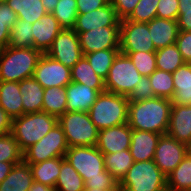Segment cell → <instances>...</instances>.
I'll use <instances>...</instances> for the list:
<instances>
[{"instance_id":"1","label":"cell","mask_w":191,"mask_h":191,"mask_svg":"<svg viewBox=\"0 0 191 191\" xmlns=\"http://www.w3.org/2000/svg\"><path fill=\"white\" fill-rule=\"evenodd\" d=\"M64 158L85 182V188L119 189V182L105 169L104 155L96 146L69 147Z\"/></svg>"},{"instance_id":"2","label":"cell","mask_w":191,"mask_h":191,"mask_svg":"<svg viewBox=\"0 0 191 191\" xmlns=\"http://www.w3.org/2000/svg\"><path fill=\"white\" fill-rule=\"evenodd\" d=\"M172 101L154 97L140 102L128 103V124L132 130L167 134Z\"/></svg>"},{"instance_id":"3","label":"cell","mask_w":191,"mask_h":191,"mask_svg":"<svg viewBox=\"0 0 191 191\" xmlns=\"http://www.w3.org/2000/svg\"><path fill=\"white\" fill-rule=\"evenodd\" d=\"M42 55L32 47H5L0 51V81L20 82L33 77Z\"/></svg>"},{"instance_id":"4","label":"cell","mask_w":191,"mask_h":191,"mask_svg":"<svg viewBox=\"0 0 191 191\" xmlns=\"http://www.w3.org/2000/svg\"><path fill=\"white\" fill-rule=\"evenodd\" d=\"M127 96L110 92L100 93L89 109V116L98 130L128 123Z\"/></svg>"},{"instance_id":"5","label":"cell","mask_w":191,"mask_h":191,"mask_svg":"<svg viewBox=\"0 0 191 191\" xmlns=\"http://www.w3.org/2000/svg\"><path fill=\"white\" fill-rule=\"evenodd\" d=\"M120 191H168L167 176L152 160L134 162L119 182Z\"/></svg>"},{"instance_id":"6","label":"cell","mask_w":191,"mask_h":191,"mask_svg":"<svg viewBox=\"0 0 191 191\" xmlns=\"http://www.w3.org/2000/svg\"><path fill=\"white\" fill-rule=\"evenodd\" d=\"M57 123L58 118L46 112L23 114L13 119L11 133L24 152L39 142Z\"/></svg>"},{"instance_id":"7","label":"cell","mask_w":191,"mask_h":191,"mask_svg":"<svg viewBox=\"0 0 191 191\" xmlns=\"http://www.w3.org/2000/svg\"><path fill=\"white\" fill-rule=\"evenodd\" d=\"M69 147L96 146L99 130L90 119L89 113L66 111L58 118Z\"/></svg>"},{"instance_id":"8","label":"cell","mask_w":191,"mask_h":191,"mask_svg":"<svg viewBox=\"0 0 191 191\" xmlns=\"http://www.w3.org/2000/svg\"><path fill=\"white\" fill-rule=\"evenodd\" d=\"M141 78L142 75L137 71L129 56L119 52L113 60L107 78L104 80L105 90L128 96Z\"/></svg>"},{"instance_id":"9","label":"cell","mask_w":191,"mask_h":191,"mask_svg":"<svg viewBox=\"0 0 191 191\" xmlns=\"http://www.w3.org/2000/svg\"><path fill=\"white\" fill-rule=\"evenodd\" d=\"M68 148L64 131L57 123L39 142L23 152V161L29 165L51 158L64 157Z\"/></svg>"},{"instance_id":"10","label":"cell","mask_w":191,"mask_h":191,"mask_svg":"<svg viewBox=\"0 0 191 191\" xmlns=\"http://www.w3.org/2000/svg\"><path fill=\"white\" fill-rule=\"evenodd\" d=\"M120 52H155L148 23L120 21Z\"/></svg>"},{"instance_id":"11","label":"cell","mask_w":191,"mask_h":191,"mask_svg":"<svg viewBox=\"0 0 191 191\" xmlns=\"http://www.w3.org/2000/svg\"><path fill=\"white\" fill-rule=\"evenodd\" d=\"M46 54L71 69L83 57L76 31L63 29Z\"/></svg>"},{"instance_id":"12","label":"cell","mask_w":191,"mask_h":191,"mask_svg":"<svg viewBox=\"0 0 191 191\" xmlns=\"http://www.w3.org/2000/svg\"><path fill=\"white\" fill-rule=\"evenodd\" d=\"M34 79L43 87H66L71 80V69L43 53L33 74Z\"/></svg>"},{"instance_id":"13","label":"cell","mask_w":191,"mask_h":191,"mask_svg":"<svg viewBox=\"0 0 191 191\" xmlns=\"http://www.w3.org/2000/svg\"><path fill=\"white\" fill-rule=\"evenodd\" d=\"M188 153V146L171 137L168 134L160 136L153 161L167 176L183 160Z\"/></svg>"},{"instance_id":"14","label":"cell","mask_w":191,"mask_h":191,"mask_svg":"<svg viewBox=\"0 0 191 191\" xmlns=\"http://www.w3.org/2000/svg\"><path fill=\"white\" fill-rule=\"evenodd\" d=\"M76 33L79 36L83 54L120 47V27H100Z\"/></svg>"},{"instance_id":"15","label":"cell","mask_w":191,"mask_h":191,"mask_svg":"<svg viewBox=\"0 0 191 191\" xmlns=\"http://www.w3.org/2000/svg\"><path fill=\"white\" fill-rule=\"evenodd\" d=\"M132 129L129 124H121L98 133L96 147L103 154H113L130 148Z\"/></svg>"},{"instance_id":"16","label":"cell","mask_w":191,"mask_h":191,"mask_svg":"<svg viewBox=\"0 0 191 191\" xmlns=\"http://www.w3.org/2000/svg\"><path fill=\"white\" fill-rule=\"evenodd\" d=\"M100 27H120V20L111 2L95 11L77 15L73 29L76 32H86Z\"/></svg>"},{"instance_id":"17","label":"cell","mask_w":191,"mask_h":191,"mask_svg":"<svg viewBox=\"0 0 191 191\" xmlns=\"http://www.w3.org/2000/svg\"><path fill=\"white\" fill-rule=\"evenodd\" d=\"M167 134L188 147L191 145V105L172 103Z\"/></svg>"},{"instance_id":"18","label":"cell","mask_w":191,"mask_h":191,"mask_svg":"<svg viewBox=\"0 0 191 191\" xmlns=\"http://www.w3.org/2000/svg\"><path fill=\"white\" fill-rule=\"evenodd\" d=\"M63 30L52 13H46L40 20L32 24L34 48L46 53L55 37Z\"/></svg>"},{"instance_id":"19","label":"cell","mask_w":191,"mask_h":191,"mask_svg":"<svg viewBox=\"0 0 191 191\" xmlns=\"http://www.w3.org/2000/svg\"><path fill=\"white\" fill-rule=\"evenodd\" d=\"M67 111L89 112L90 107L100 94L96 89L77 82H71L65 87Z\"/></svg>"},{"instance_id":"20","label":"cell","mask_w":191,"mask_h":191,"mask_svg":"<svg viewBox=\"0 0 191 191\" xmlns=\"http://www.w3.org/2000/svg\"><path fill=\"white\" fill-rule=\"evenodd\" d=\"M161 134L142 130H132L129 151L134 162L149 161L154 158Z\"/></svg>"},{"instance_id":"21","label":"cell","mask_w":191,"mask_h":191,"mask_svg":"<svg viewBox=\"0 0 191 191\" xmlns=\"http://www.w3.org/2000/svg\"><path fill=\"white\" fill-rule=\"evenodd\" d=\"M148 29L156 50L176 43L179 32L177 21L155 17L148 22Z\"/></svg>"},{"instance_id":"22","label":"cell","mask_w":191,"mask_h":191,"mask_svg":"<svg viewBox=\"0 0 191 191\" xmlns=\"http://www.w3.org/2000/svg\"><path fill=\"white\" fill-rule=\"evenodd\" d=\"M19 90L23 105V114L42 112L44 88L29 77L19 82Z\"/></svg>"},{"instance_id":"23","label":"cell","mask_w":191,"mask_h":191,"mask_svg":"<svg viewBox=\"0 0 191 191\" xmlns=\"http://www.w3.org/2000/svg\"><path fill=\"white\" fill-rule=\"evenodd\" d=\"M34 182L30 166L22 161L15 164L0 183V191H28Z\"/></svg>"},{"instance_id":"24","label":"cell","mask_w":191,"mask_h":191,"mask_svg":"<svg viewBox=\"0 0 191 191\" xmlns=\"http://www.w3.org/2000/svg\"><path fill=\"white\" fill-rule=\"evenodd\" d=\"M0 106L13 119L23 115L19 82L0 81Z\"/></svg>"},{"instance_id":"25","label":"cell","mask_w":191,"mask_h":191,"mask_svg":"<svg viewBox=\"0 0 191 191\" xmlns=\"http://www.w3.org/2000/svg\"><path fill=\"white\" fill-rule=\"evenodd\" d=\"M174 96L172 103L191 105V63H184L172 73Z\"/></svg>"},{"instance_id":"26","label":"cell","mask_w":191,"mask_h":191,"mask_svg":"<svg viewBox=\"0 0 191 191\" xmlns=\"http://www.w3.org/2000/svg\"><path fill=\"white\" fill-rule=\"evenodd\" d=\"M64 159V157H56L36 164H29L34 181L54 188L60 174L61 162Z\"/></svg>"},{"instance_id":"27","label":"cell","mask_w":191,"mask_h":191,"mask_svg":"<svg viewBox=\"0 0 191 191\" xmlns=\"http://www.w3.org/2000/svg\"><path fill=\"white\" fill-rule=\"evenodd\" d=\"M71 80L90 88L96 89L99 93L105 92L104 80L90 66L88 60L83 57L71 68Z\"/></svg>"},{"instance_id":"28","label":"cell","mask_w":191,"mask_h":191,"mask_svg":"<svg viewBox=\"0 0 191 191\" xmlns=\"http://www.w3.org/2000/svg\"><path fill=\"white\" fill-rule=\"evenodd\" d=\"M18 15V19L31 24L40 20L47 12L41 0H4Z\"/></svg>"},{"instance_id":"29","label":"cell","mask_w":191,"mask_h":191,"mask_svg":"<svg viewBox=\"0 0 191 191\" xmlns=\"http://www.w3.org/2000/svg\"><path fill=\"white\" fill-rule=\"evenodd\" d=\"M167 189L168 191H191V154L189 152L167 175Z\"/></svg>"},{"instance_id":"30","label":"cell","mask_w":191,"mask_h":191,"mask_svg":"<svg viewBox=\"0 0 191 191\" xmlns=\"http://www.w3.org/2000/svg\"><path fill=\"white\" fill-rule=\"evenodd\" d=\"M103 155L105 169L117 180V182L121 181L134 163L129 149Z\"/></svg>"},{"instance_id":"31","label":"cell","mask_w":191,"mask_h":191,"mask_svg":"<svg viewBox=\"0 0 191 191\" xmlns=\"http://www.w3.org/2000/svg\"><path fill=\"white\" fill-rule=\"evenodd\" d=\"M66 103L65 87L44 88L42 112L59 118L67 111Z\"/></svg>"},{"instance_id":"32","label":"cell","mask_w":191,"mask_h":191,"mask_svg":"<svg viewBox=\"0 0 191 191\" xmlns=\"http://www.w3.org/2000/svg\"><path fill=\"white\" fill-rule=\"evenodd\" d=\"M54 189L56 191H83L85 189L83 178L66 159L61 162L60 174Z\"/></svg>"},{"instance_id":"33","label":"cell","mask_w":191,"mask_h":191,"mask_svg":"<svg viewBox=\"0 0 191 191\" xmlns=\"http://www.w3.org/2000/svg\"><path fill=\"white\" fill-rule=\"evenodd\" d=\"M157 69L167 72H175L181 65L186 63L176 44L156 50Z\"/></svg>"},{"instance_id":"34","label":"cell","mask_w":191,"mask_h":191,"mask_svg":"<svg viewBox=\"0 0 191 191\" xmlns=\"http://www.w3.org/2000/svg\"><path fill=\"white\" fill-rule=\"evenodd\" d=\"M119 52L120 49H107L83 55L86 57L90 66L97 73V75L105 80L108 76L113 60Z\"/></svg>"},{"instance_id":"35","label":"cell","mask_w":191,"mask_h":191,"mask_svg":"<svg viewBox=\"0 0 191 191\" xmlns=\"http://www.w3.org/2000/svg\"><path fill=\"white\" fill-rule=\"evenodd\" d=\"M149 80L155 97L172 99L174 96V83L171 72L156 69Z\"/></svg>"},{"instance_id":"36","label":"cell","mask_w":191,"mask_h":191,"mask_svg":"<svg viewBox=\"0 0 191 191\" xmlns=\"http://www.w3.org/2000/svg\"><path fill=\"white\" fill-rule=\"evenodd\" d=\"M8 46L34 48L32 24L18 19L16 24L10 29Z\"/></svg>"},{"instance_id":"37","label":"cell","mask_w":191,"mask_h":191,"mask_svg":"<svg viewBox=\"0 0 191 191\" xmlns=\"http://www.w3.org/2000/svg\"><path fill=\"white\" fill-rule=\"evenodd\" d=\"M52 14L63 29H73L78 15L76 0H59Z\"/></svg>"},{"instance_id":"38","label":"cell","mask_w":191,"mask_h":191,"mask_svg":"<svg viewBox=\"0 0 191 191\" xmlns=\"http://www.w3.org/2000/svg\"><path fill=\"white\" fill-rule=\"evenodd\" d=\"M0 161L14 165L23 161V152L12 133L0 136Z\"/></svg>"},{"instance_id":"39","label":"cell","mask_w":191,"mask_h":191,"mask_svg":"<svg viewBox=\"0 0 191 191\" xmlns=\"http://www.w3.org/2000/svg\"><path fill=\"white\" fill-rule=\"evenodd\" d=\"M17 21L18 15L4 0H0V51L8 46L10 29Z\"/></svg>"},{"instance_id":"40","label":"cell","mask_w":191,"mask_h":191,"mask_svg":"<svg viewBox=\"0 0 191 191\" xmlns=\"http://www.w3.org/2000/svg\"><path fill=\"white\" fill-rule=\"evenodd\" d=\"M128 55L135 65L137 71L142 76H150L156 69V54L155 52H121Z\"/></svg>"},{"instance_id":"41","label":"cell","mask_w":191,"mask_h":191,"mask_svg":"<svg viewBox=\"0 0 191 191\" xmlns=\"http://www.w3.org/2000/svg\"><path fill=\"white\" fill-rule=\"evenodd\" d=\"M160 0H139L134 11L126 19L134 22L148 23L157 17V6Z\"/></svg>"},{"instance_id":"42","label":"cell","mask_w":191,"mask_h":191,"mask_svg":"<svg viewBox=\"0 0 191 191\" xmlns=\"http://www.w3.org/2000/svg\"><path fill=\"white\" fill-rule=\"evenodd\" d=\"M154 97L149 77L142 76L132 92L127 96V99L129 102H140Z\"/></svg>"},{"instance_id":"43","label":"cell","mask_w":191,"mask_h":191,"mask_svg":"<svg viewBox=\"0 0 191 191\" xmlns=\"http://www.w3.org/2000/svg\"><path fill=\"white\" fill-rule=\"evenodd\" d=\"M179 0H160L157 6V17L177 21Z\"/></svg>"},{"instance_id":"44","label":"cell","mask_w":191,"mask_h":191,"mask_svg":"<svg viewBox=\"0 0 191 191\" xmlns=\"http://www.w3.org/2000/svg\"><path fill=\"white\" fill-rule=\"evenodd\" d=\"M110 2L116 11L118 19L121 21L131 15L139 0H110Z\"/></svg>"},{"instance_id":"45","label":"cell","mask_w":191,"mask_h":191,"mask_svg":"<svg viewBox=\"0 0 191 191\" xmlns=\"http://www.w3.org/2000/svg\"><path fill=\"white\" fill-rule=\"evenodd\" d=\"M186 63H191V31H180L175 43Z\"/></svg>"},{"instance_id":"46","label":"cell","mask_w":191,"mask_h":191,"mask_svg":"<svg viewBox=\"0 0 191 191\" xmlns=\"http://www.w3.org/2000/svg\"><path fill=\"white\" fill-rule=\"evenodd\" d=\"M77 14H87L106 6L110 0H76Z\"/></svg>"},{"instance_id":"47","label":"cell","mask_w":191,"mask_h":191,"mask_svg":"<svg viewBox=\"0 0 191 191\" xmlns=\"http://www.w3.org/2000/svg\"><path fill=\"white\" fill-rule=\"evenodd\" d=\"M177 23L180 31H191V8L179 10Z\"/></svg>"},{"instance_id":"48","label":"cell","mask_w":191,"mask_h":191,"mask_svg":"<svg viewBox=\"0 0 191 191\" xmlns=\"http://www.w3.org/2000/svg\"><path fill=\"white\" fill-rule=\"evenodd\" d=\"M13 118L0 106V136L11 133Z\"/></svg>"},{"instance_id":"49","label":"cell","mask_w":191,"mask_h":191,"mask_svg":"<svg viewBox=\"0 0 191 191\" xmlns=\"http://www.w3.org/2000/svg\"><path fill=\"white\" fill-rule=\"evenodd\" d=\"M14 164L0 161V183L7 177Z\"/></svg>"},{"instance_id":"50","label":"cell","mask_w":191,"mask_h":191,"mask_svg":"<svg viewBox=\"0 0 191 191\" xmlns=\"http://www.w3.org/2000/svg\"><path fill=\"white\" fill-rule=\"evenodd\" d=\"M44 9L47 13H53L59 0H41Z\"/></svg>"},{"instance_id":"51","label":"cell","mask_w":191,"mask_h":191,"mask_svg":"<svg viewBox=\"0 0 191 191\" xmlns=\"http://www.w3.org/2000/svg\"><path fill=\"white\" fill-rule=\"evenodd\" d=\"M28 191H56V190L52 187L34 181Z\"/></svg>"},{"instance_id":"52","label":"cell","mask_w":191,"mask_h":191,"mask_svg":"<svg viewBox=\"0 0 191 191\" xmlns=\"http://www.w3.org/2000/svg\"><path fill=\"white\" fill-rule=\"evenodd\" d=\"M183 8H191V0H179V10Z\"/></svg>"},{"instance_id":"53","label":"cell","mask_w":191,"mask_h":191,"mask_svg":"<svg viewBox=\"0 0 191 191\" xmlns=\"http://www.w3.org/2000/svg\"><path fill=\"white\" fill-rule=\"evenodd\" d=\"M83 191H120V189H90V188H85Z\"/></svg>"},{"instance_id":"54","label":"cell","mask_w":191,"mask_h":191,"mask_svg":"<svg viewBox=\"0 0 191 191\" xmlns=\"http://www.w3.org/2000/svg\"><path fill=\"white\" fill-rule=\"evenodd\" d=\"M188 152L191 154V145L188 147Z\"/></svg>"}]
</instances>
